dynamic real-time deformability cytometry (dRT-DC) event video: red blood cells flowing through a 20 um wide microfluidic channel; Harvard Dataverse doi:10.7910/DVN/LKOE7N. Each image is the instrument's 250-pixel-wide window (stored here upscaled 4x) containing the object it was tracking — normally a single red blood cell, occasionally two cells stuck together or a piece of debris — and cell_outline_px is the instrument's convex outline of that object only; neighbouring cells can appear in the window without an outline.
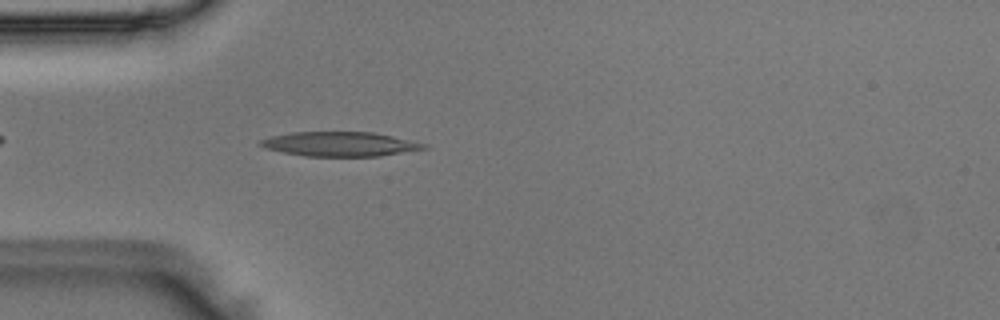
{"species": "Egyptian fruit bat (a non-hibernating species)", "species_latin": "Rousettus aegyptiacus", "temperature_condition": "room temperature", "stored_images_in_passage": 40, "camera_frame_rate_fps": 3000, "um_per_image_px": 0.085, "animal": {"sex": "male"}, "frame": {"image": 1, "passage_image": 5, "time_ms": 1.333, "image_size_px": [1000, 320], "cell_outline_px": [[428, 148], [380, 156], [304, 156], [264, 148], [256, 144], [260, 140], [272, 136], [292, 132], [372, 132], [392, 136], [428, 144]], "centroid_in_image_um": [28.88, 12.24], "position_along_channel_um": 56.1, "area_um2": 23.24}}
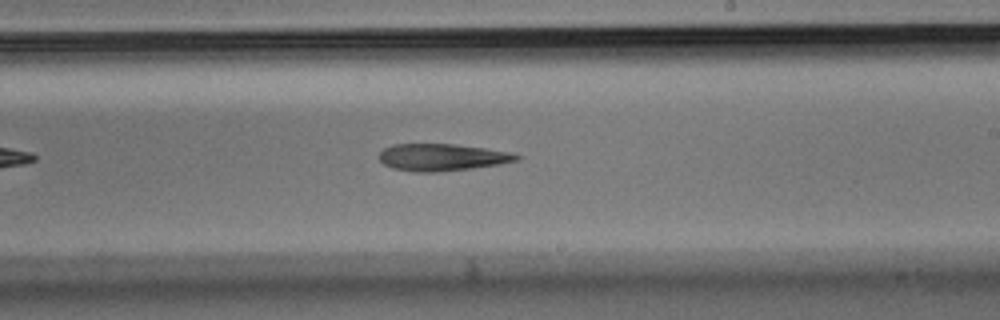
{"frame": {"image": 2, "passage_image": 20, "time_ms": 6.333, "image_size_px": [1000, 320], "cell_outline_px": [[520, 160], [500, 164], [472, 168], [436, 172], [416, 172], [392, 168], [384, 164], [376, 156], [384, 148], [392, 144], [456, 144], [484, 148], [508, 152], [520, 156]], "centroid_in_image_um": [37.53, 13.37], "position_along_channel_um": 251.5, "area_um2": 21.68}}
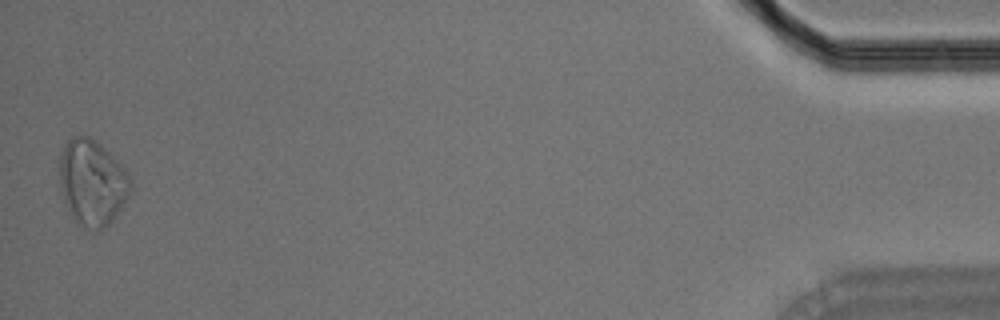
{"frame": {"image": 3, "passage_image": 40, "time_ms": 13.0, "image_size_px": [1000, 320], "cell_outline_px": [[132, 188], [128, 196], [112, 220], [100, 232], [84, 228], [76, 224], [72, 220], [64, 204], [60, 184], [60, 156], [68, 140], [72, 136], [92, 136], [116, 160], [128, 176], [132, 184]], "centroid_in_image_um": [7.8, 15.57], "position_along_channel_um": 427.4, "area_um2": 35.49}}